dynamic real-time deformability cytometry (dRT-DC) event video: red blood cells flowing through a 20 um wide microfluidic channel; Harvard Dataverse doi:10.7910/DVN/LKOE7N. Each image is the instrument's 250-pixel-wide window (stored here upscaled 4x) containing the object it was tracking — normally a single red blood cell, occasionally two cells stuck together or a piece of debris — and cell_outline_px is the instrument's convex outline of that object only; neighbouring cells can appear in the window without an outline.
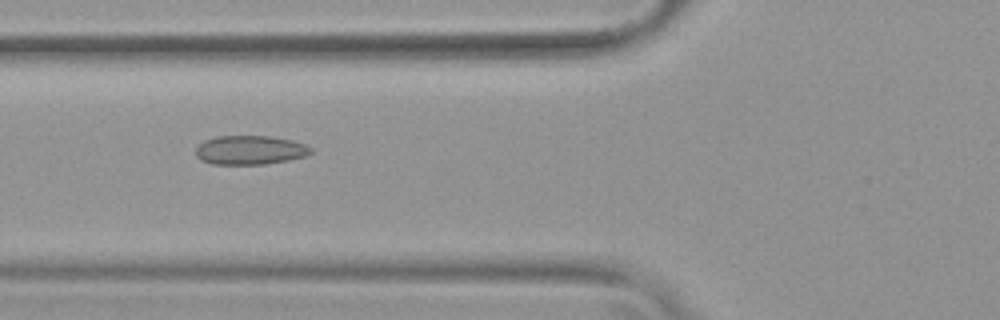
{"species": "common noctule bat (a hibernating species)", "species_latin": "Nyctalus noctula", "temperature_condition": "warm", "stored_images_in_passage": 40, "camera_frame_rate_fps": 3000, "um_per_image_px": 0.085, "animal": {"sex": "female", "body_mass_g": 19.9}, "frame": {"image": 1, "passage_image": 7, "time_ms": 2.0, "image_size_px": [1000, 320], "cell_outline_px": [[312, 152], [304, 156], [288, 160], [264, 164], [212, 164], [200, 160], [196, 156], [196, 148], [204, 140], [216, 136], [268, 136], [292, 140], [304, 144], [312, 148]], "centroid_in_image_um": [21.22, 12.75], "position_along_channel_um": 104.6, "area_um2": 19.42}}
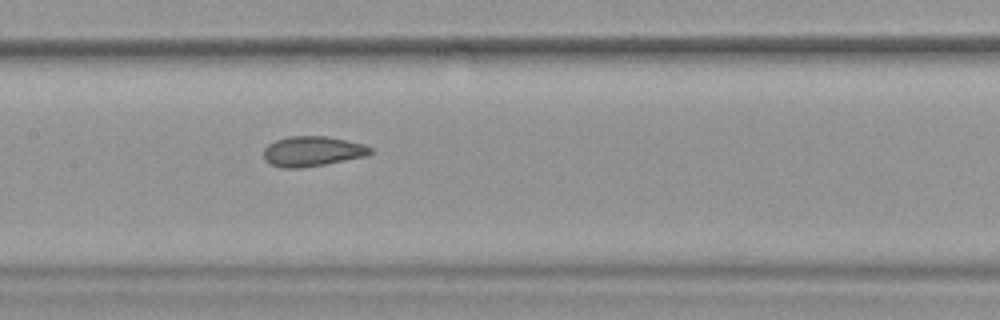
{"frame": {"image": 2, "passage_image": 13, "time_ms": 4.0, "image_size_px": [1000, 320], "cell_outline_px": [[372, 152], [368, 156], [324, 164], [300, 168], [284, 168], [272, 164], [264, 160], [264, 148], [268, 144], [276, 140], [288, 136], [328, 136], [364, 144], [372, 148]], "centroid_in_image_um": [26.56, 12.85], "position_along_channel_um": 180.8, "area_um2": 18.73}}
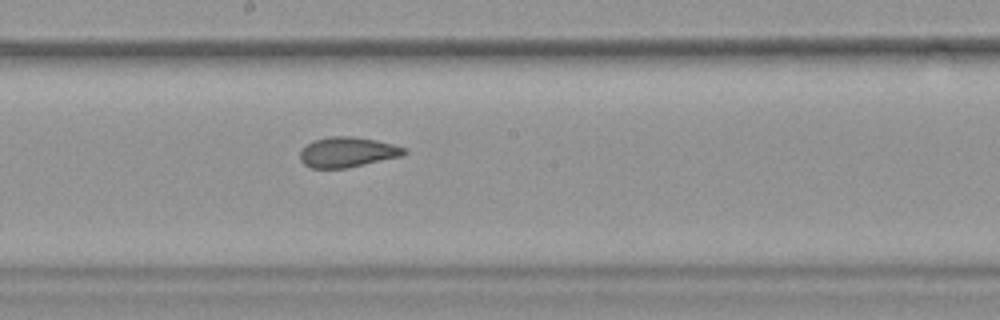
{"frame": {"image": 3, "passage_image": 16, "time_ms": 5.0, "image_size_px": [1000, 320], "cell_outline_px": [[408, 152], [400, 156], [348, 168], [312, 168], [304, 164], [300, 160], [300, 152], [312, 140], [328, 136], [352, 136], [376, 140], [408, 148]], "centroid_in_image_um": [29.53, 12.92], "position_along_channel_um": 218.7, "area_um2": 18.32}, "authors_computed_cell_mechanics": {"area_um2": 18.9295, "velocity_mm_per_s": 3.8092, "shape_relaxation_time_tau1_ms": null, "shape_relaxation_time_tau2_ms": 1.5254, "deformation_change_tau1": null, "deformation_change_tau2": 0.074}}